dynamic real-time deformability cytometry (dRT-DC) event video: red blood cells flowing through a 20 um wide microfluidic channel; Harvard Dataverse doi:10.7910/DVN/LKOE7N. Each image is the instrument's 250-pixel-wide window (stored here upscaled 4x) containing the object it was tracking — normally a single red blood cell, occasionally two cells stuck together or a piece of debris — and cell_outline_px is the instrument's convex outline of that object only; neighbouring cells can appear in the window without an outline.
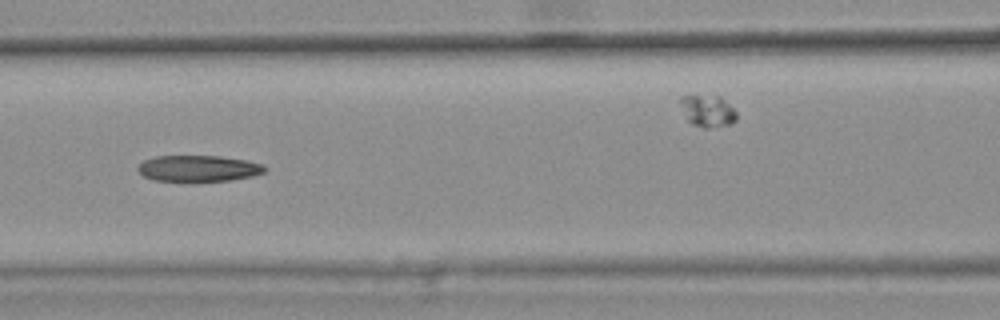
{"species": "common noctule bat (a hibernating species)", "species_latin": "Nyctalus noctula", "temperature_condition": "warm", "stored_images_in_passage": 9, "camera_frame_rate_fps": 3000, "um_per_image_px": 0.085, "animal": {"sex": "female", "body_mass_g": 25.1}, "frame": {"image": 1, "passage_image": 6, "time_ms": 1.667, "image_size_px": [1000, 320], "cell_outline_px": [[268, 168], [264, 172], [252, 176], [228, 180], [156, 180], [144, 176], [136, 168], [144, 160], [156, 156], [220, 156], [244, 160], [264, 164]], "centroid_in_image_um": [16.89, 14.29], "position_along_channel_um": 149.7, "area_um2": 18.96}}